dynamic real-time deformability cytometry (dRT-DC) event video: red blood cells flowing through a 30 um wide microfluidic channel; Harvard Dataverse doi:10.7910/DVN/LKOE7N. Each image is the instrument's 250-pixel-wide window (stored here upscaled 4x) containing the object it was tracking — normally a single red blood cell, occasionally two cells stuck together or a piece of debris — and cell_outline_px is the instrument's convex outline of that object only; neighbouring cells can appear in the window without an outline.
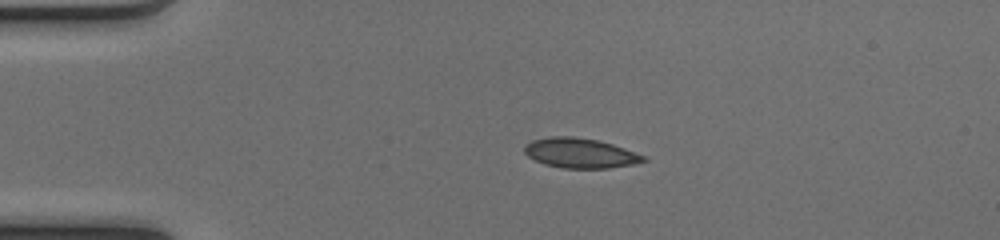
{"species": "common noctule bat (a hibernating species)", "species_latin": "Nyctalus noctula", "temperature_condition": "cold", "stored_images_in_passage": 40, "camera_frame_rate_fps": 3000, "um_per_image_px": 0.085, "animal": {"sex": "female", "body_mass_g": 17.0, "forearm_length_mm": 48.0}, "frame": {"image": 1, "passage_image": 1, "time_ms": 0.0, "image_size_px": [1000, 240], "cell_outline_px": [[648, 160], [632, 164], [608, 168], [560, 168], [544, 164], [528, 156], [524, 152], [524, 144], [532, 140], [552, 136], [572, 136], [596, 140], [612, 144], [624, 148], [644, 156]], "centroid_in_image_um": [49.27, 13.01], "position_along_channel_um": 35.7, "area_um2": 20.58}}
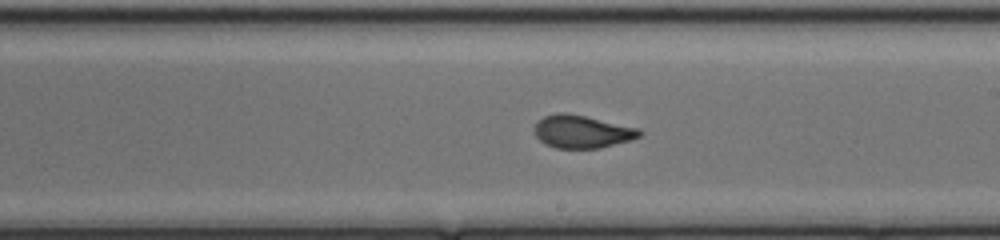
{"frame": {"image": 2, "passage_image": 19, "time_ms": 6.0, "image_size_px": [1000, 240], "cell_outline_px": [[644, 132], [640, 136], [632, 140], [600, 148], [556, 148], [544, 144], [536, 136], [536, 124], [544, 116], [556, 112], [568, 112], [640, 128]], "centroid_in_image_um": [49.52, 11.18], "position_along_channel_um": 239.5, "area_um2": 20.23}}
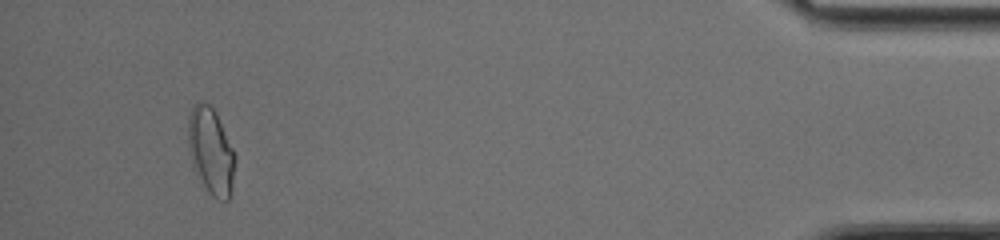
{"frame": {"image": 3, "passage_image": 37, "time_ms": 12.0, "image_size_px": [1000, 240], "cell_outline_px": [[236, 160], [232, 188], [228, 200], [216, 200], [208, 192], [192, 168], [188, 148], [188, 116], [192, 108], [200, 100], [208, 104], [216, 112], [236, 152]], "centroid_in_image_um": [17.94, 12.86], "position_along_channel_um": 417.3, "area_um2": 24.22}, "authors_computed_cell_mechanics": {"area_um2": 20.4323, "velocity_mm_per_s": 4.1365, "shape_relaxation_time_tau1_ms": 7.3988, "shape_relaxation_time_tau2_ms": 0.9436, "deformation_change_tau1": 0.2095, "deformation_change_tau2": 0.0608}}